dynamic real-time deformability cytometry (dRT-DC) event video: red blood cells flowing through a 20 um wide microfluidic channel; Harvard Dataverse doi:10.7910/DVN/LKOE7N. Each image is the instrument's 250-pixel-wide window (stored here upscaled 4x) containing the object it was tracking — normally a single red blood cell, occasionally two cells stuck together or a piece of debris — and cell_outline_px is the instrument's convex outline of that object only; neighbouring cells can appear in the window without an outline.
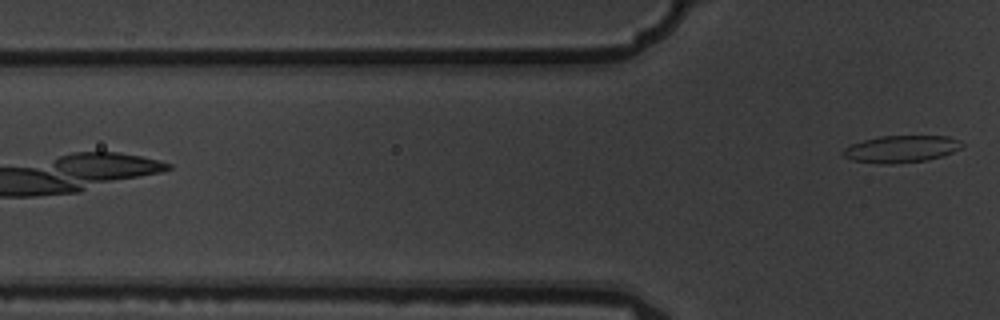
{"species": "common noctule bat (a hibernating species)", "species_latin": "Nyctalus noctula", "temperature_condition": "warm", "stored_images_in_passage": 6, "camera_frame_rate_fps": 3000, "um_per_image_px": 0.085, "animal": {"sex": "male", "body_mass_g": 19.5, "forearm_length_mm": 54.6}, "frame": {"image": 1, "passage_image": 6, "time_ms": 1.667, "image_size_px": [1000, 320], "cell_outline_px": [[964, 144], [960, 148], [952, 152], [928, 160], [892, 164], [852, 160], [844, 156], [840, 152], [844, 148], [852, 144], [864, 140], [880, 136], [948, 136], [960, 140]], "centroid_in_image_um": [76.61, 12.65], "position_along_channel_um": 49.2, "area_um2": 18.55}}